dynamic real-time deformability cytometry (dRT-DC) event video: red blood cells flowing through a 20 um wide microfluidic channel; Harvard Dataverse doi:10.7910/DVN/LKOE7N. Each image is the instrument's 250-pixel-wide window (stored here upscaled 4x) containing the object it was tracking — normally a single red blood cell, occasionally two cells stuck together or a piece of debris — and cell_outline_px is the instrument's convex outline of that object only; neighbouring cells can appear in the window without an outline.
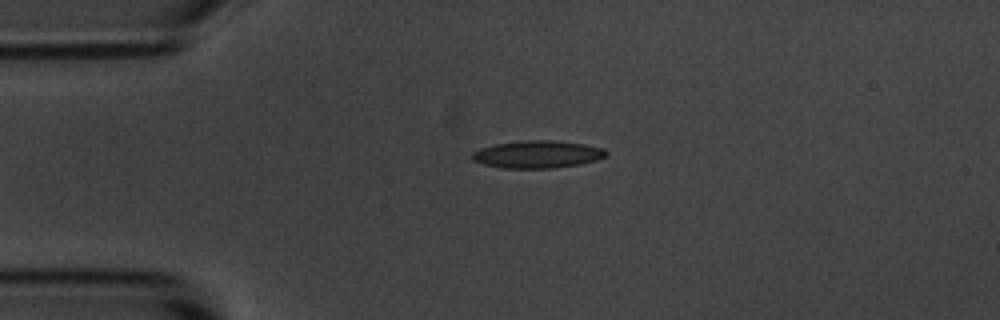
{"species": "common noctule bat (a hibernating species)", "species_latin": "Nyctalus noctula", "temperature_condition": "room temperature", "stored_images_in_passage": 44, "camera_frame_rate_fps": 3000, "um_per_image_px": 0.085, "animal": {"sex": "male", "body_mass_g": 20.1, "forearm_length_mm": 53.5}, "frame": {"image": 1, "passage_image": 1, "time_ms": 0.0, "image_size_px": [1000, 320], "cell_outline_px": [[608, 156], [596, 160], [580, 164], [552, 168], [504, 168], [484, 164], [472, 160], [472, 152], [480, 148], [496, 144], [524, 140], [548, 140], [584, 144], [604, 148], [608, 152]], "centroid_in_image_um": [45.7, 13.12], "position_along_channel_um": 39.3, "area_um2": 21.39}}
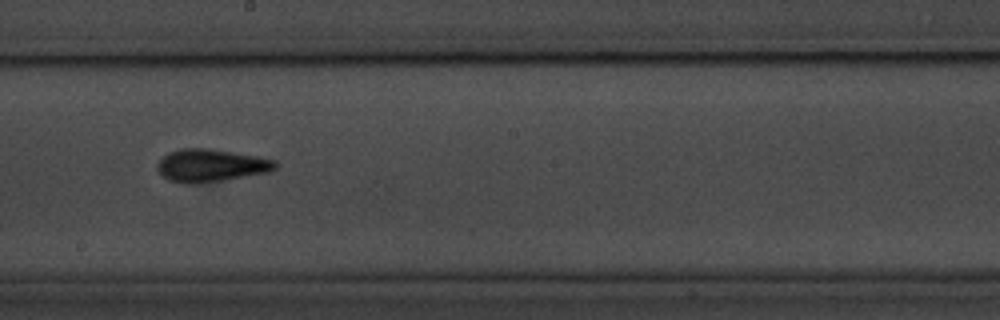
{"frame": {"image": 2, "passage_image": 19, "time_ms": 6.0, "image_size_px": [1000, 320], "cell_outline_px": [[276, 168], [268, 172], [220, 180], [192, 184], [184, 184], [168, 180], [156, 168], [156, 164], [168, 152], [180, 148], [208, 148], [256, 156], [276, 160]], "centroid_in_image_um": [17.88, 14.05], "position_along_channel_um": 230.3, "area_um2": 22.25}}
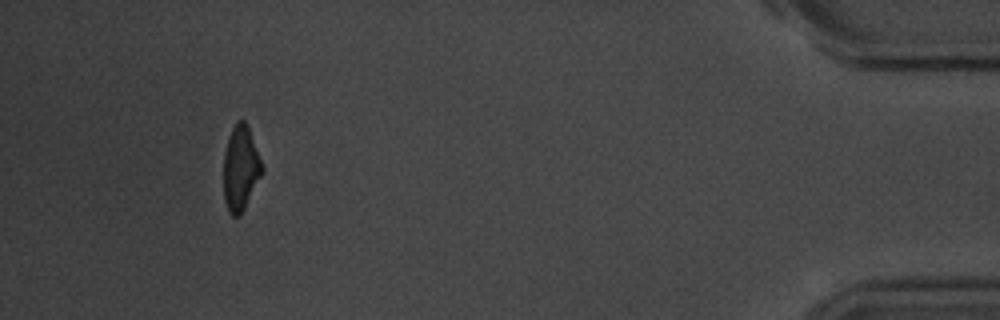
{"frame": {"image": 3, "passage_image": 40, "time_ms": 13.0, "image_size_px": [1000, 320], "cell_outline_px": [[264, 168], [240, 216], [232, 216], [228, 212], [224, 200], [224, 152], [232, 128], [236, 120], [244, 120], [248, 128]], "centroid_in_image_um": [20.43, 14.31], "position_along_channel_um": 414.8, "area_um2": 18.61}, "authors_computed_cell_mechanics": {"area_um2": 20.4034, "velocity_mm_per_s": 3.5991, "shape_relaxation_time_tau1_ms": 4.4084, "shape_relaxation_time_tau2_ms": 1.7188, "deformation_change_tau1": 0.1621, "deformation_change_tau2": 0.1104}}